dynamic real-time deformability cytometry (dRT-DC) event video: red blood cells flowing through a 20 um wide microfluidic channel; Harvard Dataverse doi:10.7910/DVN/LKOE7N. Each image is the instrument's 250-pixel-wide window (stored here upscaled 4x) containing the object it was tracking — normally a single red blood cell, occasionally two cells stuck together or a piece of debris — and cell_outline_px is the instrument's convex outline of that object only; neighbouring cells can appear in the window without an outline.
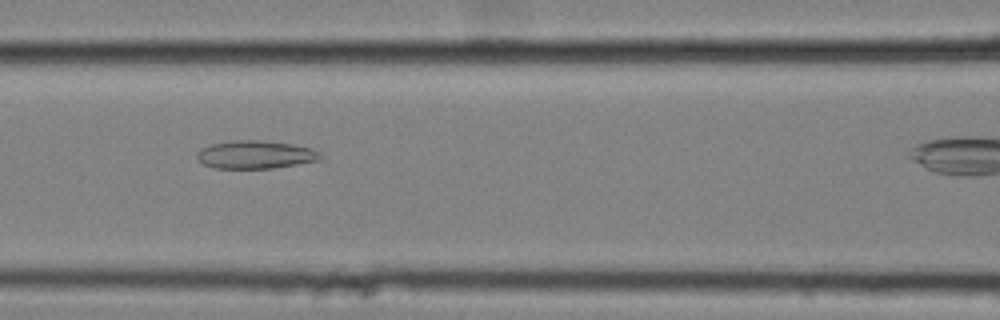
{"species": "common noctule bat (a hibernating species)", "species_latin": "Nyctalus noctula", "temperature_condition": "cold", "stored_images_in_passage": 11, "camera_frame_rate_fps": 3000, "um_per_image_px": 0.085, "animal": {"sex": "female", "body_mass_g": 25.1}, "frame": {"image": 1, "passage_image": 7, "time_ms": 2.0, "image_size_px": [1000, 320], "cell_outline_px": [[324, 156], [320, 160], [272, 168], [212, 168], [204, 164], [196, 156], [196, 152], [200, 148], [212, 144], [232, 140], [260, 140], [292, 144], [312, 148], [320, 152]], "centroid_in_image_um": [21.72, 13.14], "position_along_channel_um": 144.9, "area_um2": 20.23}}
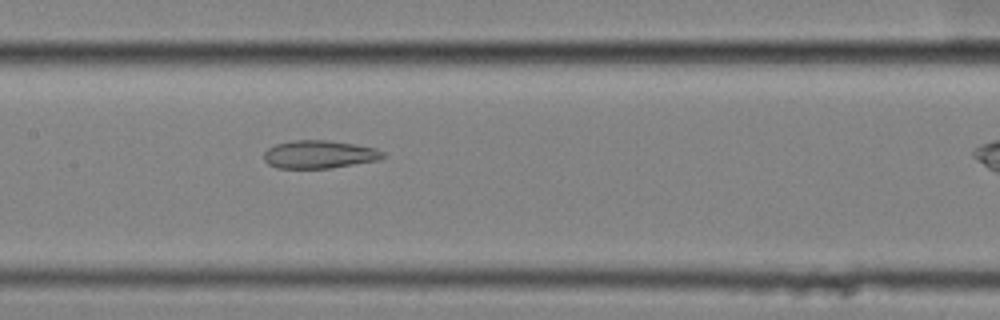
{"frame": {"image": 2, "passage_image": 10, "time_ms": 3.0, "image_size_px": [1000, 320], "cell_outline_px": [[384, 156], [380, 160], [328, 168], [276, 168], [268, 164], [264, 160], [264, 152], [268, 148], [276, 144], [292, 140], [328, 140], [356, 144], [376, 148], [384, 152]], "centroid_in_image_um": [27.13, 13.12], "position_along_channel_um": 180.3, "area_um2": 19.48}}